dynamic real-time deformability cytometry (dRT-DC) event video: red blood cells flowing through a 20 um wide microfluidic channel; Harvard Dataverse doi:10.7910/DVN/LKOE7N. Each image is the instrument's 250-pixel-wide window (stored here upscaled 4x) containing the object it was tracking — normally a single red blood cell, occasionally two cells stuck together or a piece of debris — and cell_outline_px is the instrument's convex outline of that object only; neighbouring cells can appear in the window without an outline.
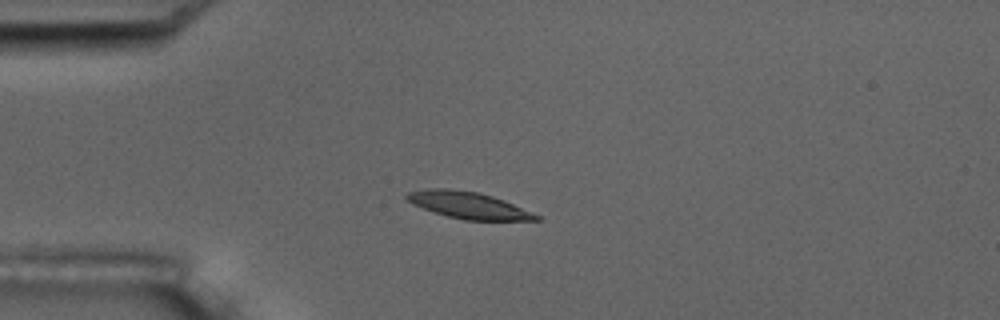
{"species": "common noctule bat (a hibernating species)", "species_latin": "Nyctalus noctula", "temperature_condition": "room temperature", "stored_images_in_passage": 9, "camera_frame_rate_fps": 3000, "um_per_image_px": 0.085, "animal": {"sex": "male", "body_mass_g": 17.5, "forearm_length_mm": 52.3}, "frame": {"image": 1, "passage_image": 4, "time_ms": 3.667, "image_size_px": [1000, 320], "cell_outline_px": [[540, 220], [464, 220], [448, 216], [412, 204], [404, 196], [408, 192], [428, 188], [444, 188], [476, 192], [492, 196], [504, 200], [540, 216]], "centroid_in_image_um": [39.79, 17.44], "position_along_channel_um": 45.2, "area_um2": 19.77}}
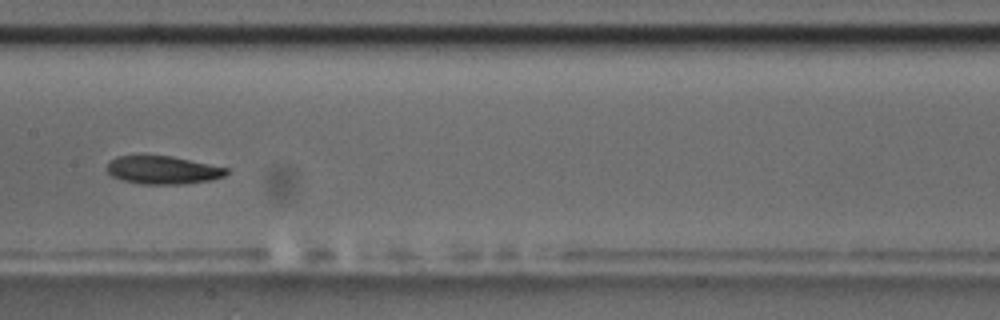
{"frame": {"image": 2, "passage_image": 8, "time_ms": 8.333, "image_size_px": [1000, 320], "cell_outline_px": [[228, 172], [224, 176], [212, 180], [184, 184], [140, 184], [120, 180], [112, 176], [104, 168], [116, 156], [136, 152], [172, 156], [228, 168]], "centroid_in_image_um": [13.76, 14.41], "position_along_channel_um": 193.6, "area_um2": 20.4}}
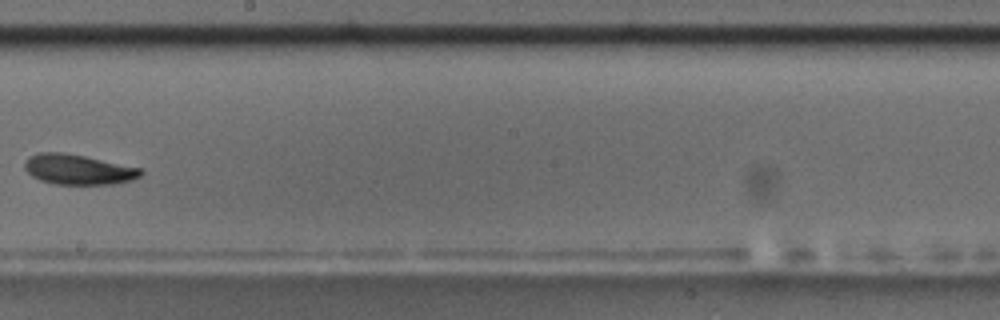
{"frame": {"image": 3, "passage_image": 9, "time_ms": 9.667, "image_size_px": [1000, 320], "cell_outline_px": [[144, 172], [140, 176], [132, 180], [112, 184], [52, 184], [40, 180], [32, 176], [24, 168], [24, 160], [28, 156], [36, 152], [64, 152], [144, 168]], "centroid_in_image_um": [6.64, 14.39], "position_along_channel_um": 241.6, "area_um2": 20.69}}